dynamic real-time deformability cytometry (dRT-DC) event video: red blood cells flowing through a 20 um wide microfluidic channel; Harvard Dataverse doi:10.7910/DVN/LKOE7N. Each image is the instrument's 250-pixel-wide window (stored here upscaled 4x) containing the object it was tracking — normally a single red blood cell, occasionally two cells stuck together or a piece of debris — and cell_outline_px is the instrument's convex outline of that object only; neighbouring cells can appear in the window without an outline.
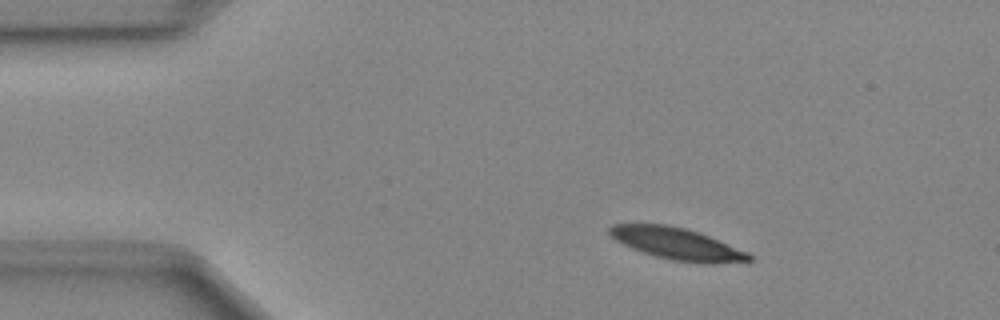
{"species": "Egyptian fruit bat (a non-hibernating species)", "species_latin": "Rousettus aegyptiacus", "temperature_condition": "cold", "stored_images_in_passage": 46, "camera_frame_rate_fps": 3000, "um_per_image_px": 0.085, "animal": {"sex": "female"}, "frame": {"image": 1, "passage_image": 4, "time_ms": 1.0, "image_size_px": [1000, 320], "cell_outline_px": [[752, 260], [712, 264], [704, 264], [672, 260], [656, 256], [632, 248], [616, 240], [608, 232], [608, 228], [612, 224], [664, 224], [684, 228], [700, 232], [748, 252], [752, 256]], "centroid_in_image_um": [57.56, 20.72], "position_along_channel_um": 27.4, "area_um2": 25.72}}
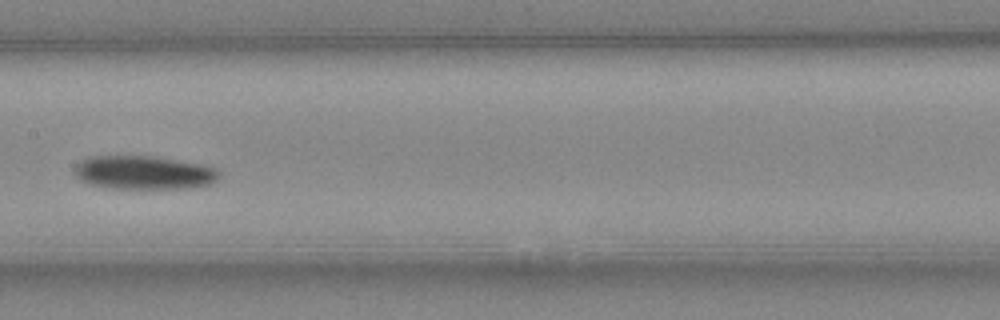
{"frame": {"image": 2, "passage_image": 21, "time_ms": 6.667, "image_size_px": [1000, 320], "cell_outline_px": [[220, 176], [212, 184], [192, 188], [108, 188], [88, 184], [80, 180], [76, 176], [76, 164], [80, 160], [88, 156], [152, 156], [200, 164], [216, 168], [220, 172]], "centroid_in_image_um": [12.22, 14.67], "position_along_channel_um": 195.2, "area_um2": 28.38}}
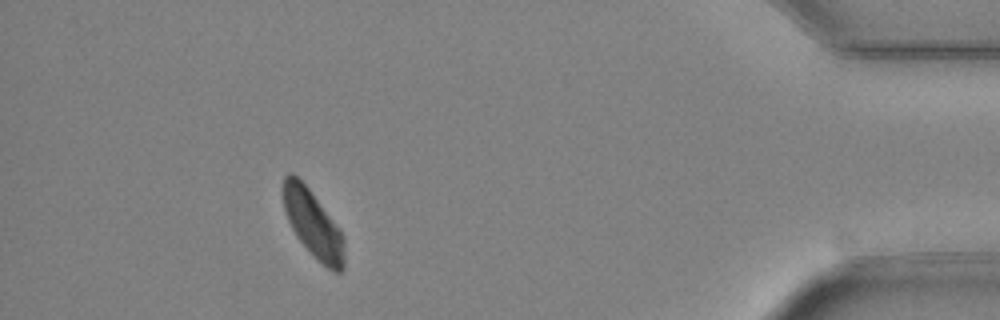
{"frame": {"image": 3, "passage_image": 41, "time_ms": 13.333, "image_size_px": [1000, 320], "cell_outline_px": [[344, 268], [340, 272], [332, 272], [296, 236], [288, 220], [284, 208], [284, 176], [288, 172], [292, 172], [308, 188], [340, 228], [344, 236]], "centroid_in_image_um": [26.64, 19.03], "position_along_channel_um": 408.6, "area_um2": 23.35}}